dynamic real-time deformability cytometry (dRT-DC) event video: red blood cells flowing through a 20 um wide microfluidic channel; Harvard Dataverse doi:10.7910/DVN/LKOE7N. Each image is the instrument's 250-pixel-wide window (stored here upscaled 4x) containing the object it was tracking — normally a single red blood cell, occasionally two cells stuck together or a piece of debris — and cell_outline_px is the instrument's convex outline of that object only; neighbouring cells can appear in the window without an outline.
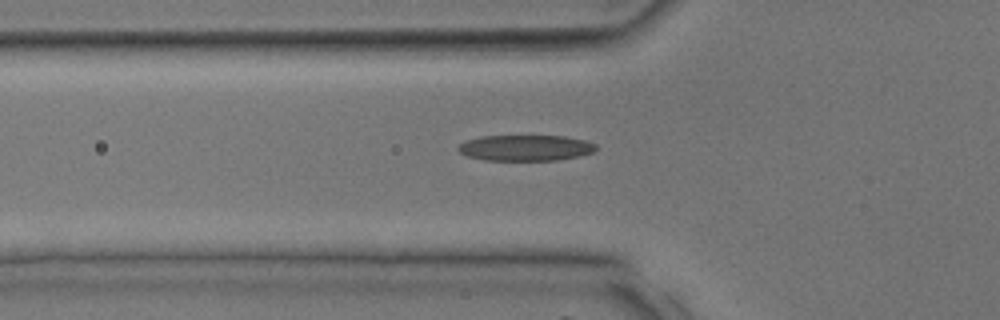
{"species": "common noctule bat (a hibernating species)", "species_latin": "Nyctalus noctula", "temperature_condition": "room temperature", "stored_images_in_passage": 30, "camera_frame_rate_fps": 3000, "um_per_image_px": 0.085, "animal": {"sex": "male", "body_mass_g": 17.9, "forearm_length_mm": 54.2}, "frame": {"image": 1, "passage_image": 8, "time_ms": 2.333, "image_size_px": [1000, 320], "cell_outline_px": [[596, 148], [592, 152], [580, 156], [556, 160], [484, 160], [468, 156], [460, 152], [456, 148], [460, 144], [468, 140], [480, 136], [564, 136], [584, 140], [596, 144]], "centroid_in_image_um": [44.66, 12.57], "position_along_channel_um": 81.1, "area_um2": 20.63}}
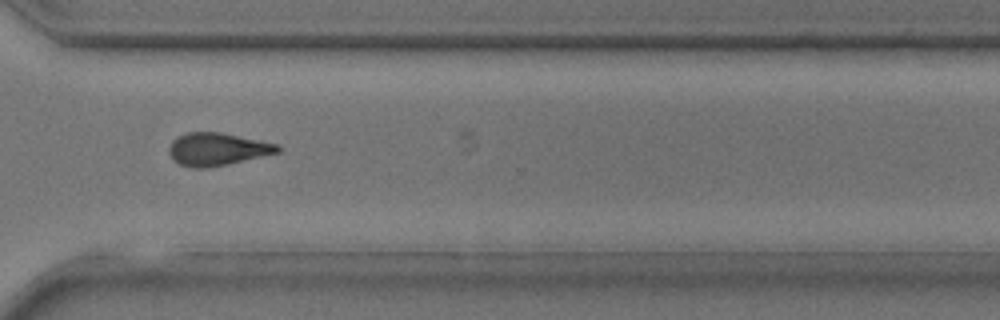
{"frame": {"image": 2, "passage_image": 23, "time_ms": 7.333, "image_size_px": [1000, 320], "cell_outline_px": [[280, 152], [228, 164], [204, 168], [192, 168], [180, 164], [172, 160], [168, 152], [168, 148], [172, 140], [188, 132], [220, 132], [280, 144]], "centroid_in_image_um": [18.46, 12.68], "position_along_channel_um": 352.1, "area_um2": 20.75}}
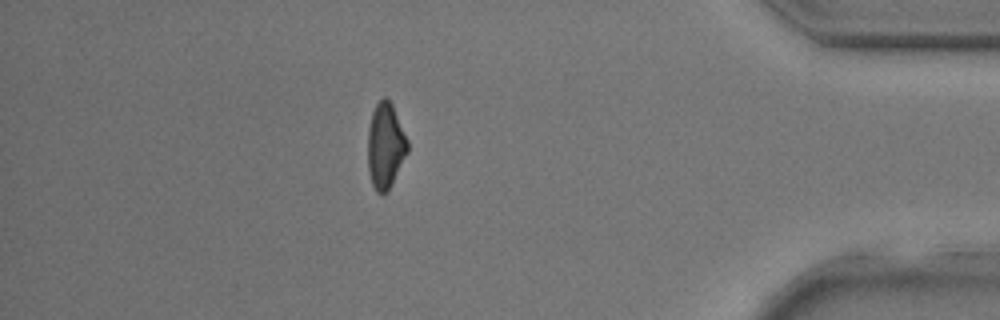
{"frame": {"image": 3, "passage_image": 28, "time_ms": 9.0, "image_size_px": [1000, 320], "cell_outline_px": [[408, 152], [388, 192], [380, 196], [376, 192], [372, 184], [368, 168], [368, 128], [372, 112], [376, 104], [384, 96], [392, 104], [408, 140]], "centroid_in_image_um": [32.76, 12.43], "position_along_channel_um": 402.4, "area_um2": 19.94}}